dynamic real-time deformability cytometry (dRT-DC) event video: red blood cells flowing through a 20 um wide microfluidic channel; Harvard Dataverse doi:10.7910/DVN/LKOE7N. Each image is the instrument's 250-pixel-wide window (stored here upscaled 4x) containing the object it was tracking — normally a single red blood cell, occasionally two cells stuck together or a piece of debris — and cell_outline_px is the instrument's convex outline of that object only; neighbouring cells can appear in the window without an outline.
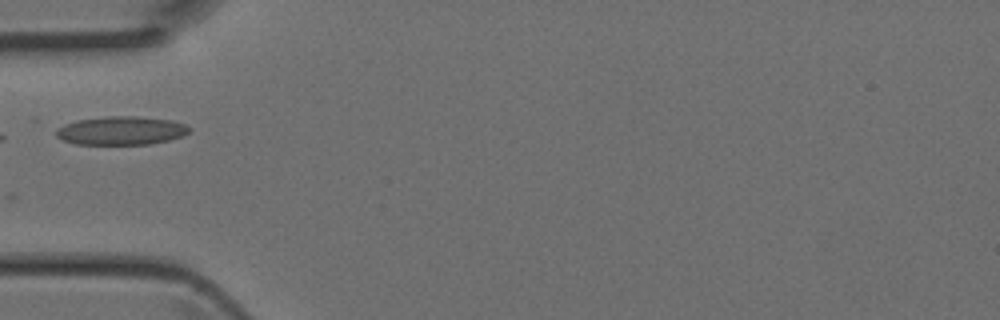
{"species": "Egyptian fruit bat (a non-hibernating species)", "species_latin": "Rousettus aegyptiacus", "temperature_condition": "room temperature", "stored_images_in_passage": 2, "camera_frame_rate_fps": 3000, "um_per_image_px": 0.085, "animal": {"sex": "female"}, "frame": {"image": 1, "passage_image": 2, "time_ms": 0.333, "image_size_px": [1000, 320], "cell_outline_px": [[192, 128], [188, 132], [180, 136], [168, 140], [148, 144], [76, 144], [64, 140], [56, 136], [56, 128], [64, 124], [76, 120], [108, 116], [136, 116], [172, 120], [184, 124]], "centroid_in_image_um": [10.28, 11.09], "position_along_channel_um": 74.7, "area_um2": 22.02}}